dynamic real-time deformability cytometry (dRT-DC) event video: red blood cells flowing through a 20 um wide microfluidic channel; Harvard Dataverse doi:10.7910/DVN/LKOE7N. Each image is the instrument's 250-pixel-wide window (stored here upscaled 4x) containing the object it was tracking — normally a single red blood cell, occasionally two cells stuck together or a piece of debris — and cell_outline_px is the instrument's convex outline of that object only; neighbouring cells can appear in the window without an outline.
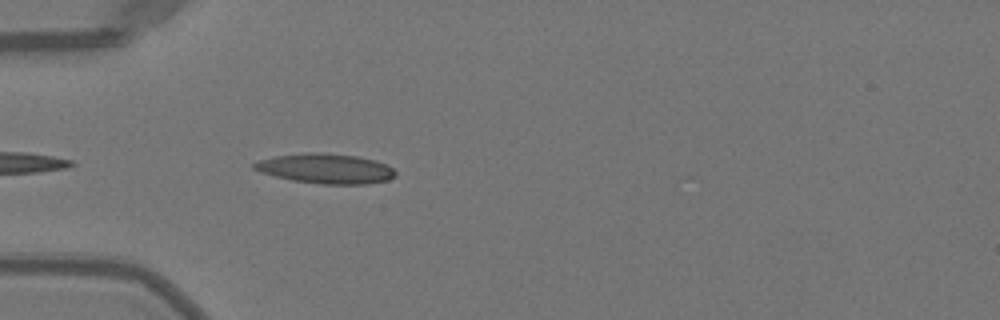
{"species": "Egyptian fruit bat (a non-hibernating species)", "species_latin": "Rousettus aegyptiacus", "temperature_condition": "warm", "stored_images_in_passage": 6, "camera_frame_rate_fps": 3000, "um_per_image_px": 0.085, "animal": {"sex": "female"}, "frame": {"image": 1, "passage_image": 3, "time_ms": 0.667, "image_size_px": [1000, 320], "cell_outline_px": [[396, 176], [388, 180], [364, 184], [324, 184], [292, 180], [260, 172], [252, 168], [252, 164], [260, 160], [276, 156], [312, 152], [316, 152], [356, 156], [376, 160], [388, 164], [396, 172]], "centroid_in_image_um": [27.72, 14.33], "position_along_channel_um": 57.3, "area_um2": 24.45}}